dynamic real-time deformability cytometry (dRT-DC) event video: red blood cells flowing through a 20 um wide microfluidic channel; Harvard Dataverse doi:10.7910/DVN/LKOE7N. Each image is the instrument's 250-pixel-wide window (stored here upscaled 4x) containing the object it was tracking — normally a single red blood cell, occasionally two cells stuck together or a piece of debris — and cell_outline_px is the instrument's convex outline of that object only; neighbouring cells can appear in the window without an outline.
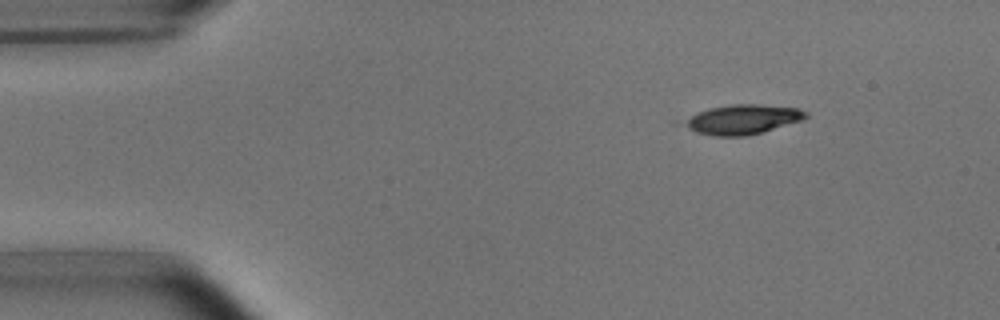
{"species": "common noctule bat (a hibernating species)", "species_latin": "Nyctalus noctula", "temperature_condition": "room temperature", "stored_images_in_passage": 3, "camera_frame_rate_fps": 3000, "um_per_image_px": 0.085, "animal": {"sex": "male", "body_mass_g": 15.6}, "frame": {"image": 1, "passage_image": 1, "time_ms": 0.0, "image_size_px": [1000, 320], "cell_outline_px": [[808, 116], [804, 120], [748, 136], [716, 136], [696, 132], [684, 124], [684, 120], [700, 112], [712, 108], [732, 104], [760, 104], [796, 108], [808, 112]], "centroid_in_image_um": [63.2, 10.15], "position_along_channel_um": 21.8, "area_um2": 20.69}}